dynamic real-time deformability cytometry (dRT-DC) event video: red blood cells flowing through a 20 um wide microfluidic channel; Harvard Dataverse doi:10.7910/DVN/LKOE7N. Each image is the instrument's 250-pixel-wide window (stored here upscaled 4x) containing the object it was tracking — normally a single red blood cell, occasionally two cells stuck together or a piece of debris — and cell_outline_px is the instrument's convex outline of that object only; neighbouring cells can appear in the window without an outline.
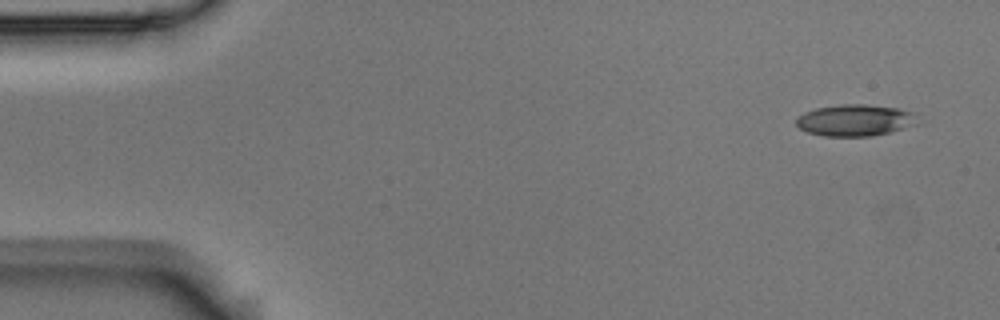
{"species": "Egyptian fruit bat (a non-hibernating species)", "species_latin": "Rousettus aegyptiacus", "temperature_condition": "room temperature", "stored_images_in_passage": 4, "camera_frame_rate_fps": 3000, "um_per_image_px": 0.085, "animal": {"sex": "male"}, "frame": {"image": 1, "passage_image": 1, "time_ms": 0.0, "image_size_px": [1000, 320], "cell_outline_px": [[920, 124], [872, 136], [824, 136], [808, 132], [800, 128], [796, 124], [796, 120], [804, 112], [816, 108], [840, 104], [864, 104], [900, 108], [916, 112]], "centroid_in_image_um": [72.75, 10.21], "position_along_channel_um": 12.2, "area_um2": 22.54}}